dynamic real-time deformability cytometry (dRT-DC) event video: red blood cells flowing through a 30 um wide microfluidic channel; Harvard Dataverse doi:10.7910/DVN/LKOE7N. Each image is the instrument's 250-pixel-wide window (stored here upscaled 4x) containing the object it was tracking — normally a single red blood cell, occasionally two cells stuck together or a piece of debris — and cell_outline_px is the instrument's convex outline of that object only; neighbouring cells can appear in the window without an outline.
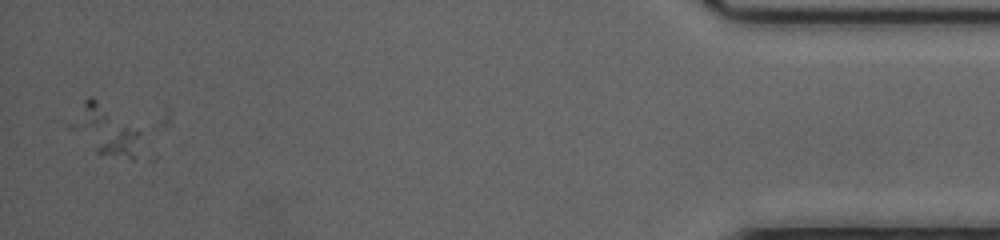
{"species": "common noctule bat (a hibernating species)", "species_latin": "Nyctalus noctula", "temperature_condition": "cold", "stored_images_in_passage": 39, "camera_frame_rate_fps": 3000, "um_per_image_px": 0.085, "animal": {"sex": "female", "body_mass_g": 20.0, "forearm_length_mm": 54.0}, "frame": {"image": 1, "passage_image": 38, "time_ms": 12.333, "image_size_px": [1000, 240], "cell_outline_px": [[168, 124], [140, 156], [132, 160], [96, 152], [108, 140], [124, 128], [168, 108]], "centroid_in_image_um": [11.56, 11.66], "position_along_channel_um": 423.6, "area_um2": 12.37}}